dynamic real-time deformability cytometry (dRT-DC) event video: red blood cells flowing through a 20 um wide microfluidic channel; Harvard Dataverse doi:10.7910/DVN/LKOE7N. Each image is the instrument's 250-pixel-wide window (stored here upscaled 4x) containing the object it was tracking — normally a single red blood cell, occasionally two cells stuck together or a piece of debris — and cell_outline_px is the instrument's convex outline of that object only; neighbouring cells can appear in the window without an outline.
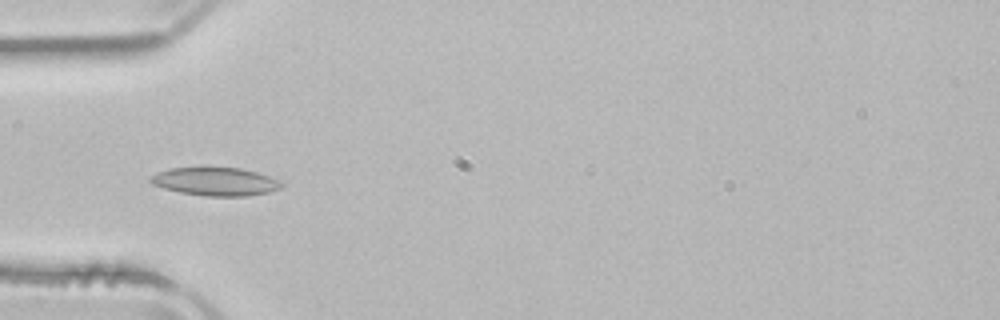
{"species": "common noctule bat (a hibernating species)", "species_latin": "Nyctalus noctula", "temperature_condition": "room temperature", "stored_images_in_passage": 11, "camera_frame_rate_fps": 3000, "um_per_image_px": 0.085, "animal": {"sex": "male", "body_mass_g": 21.5, "forearm_length_mm": 52.0}, "frame": {"image": 1, "passage_image": 4, "time_ms": 1.0, "image_size_px": [1000, 320], "cell_outline_px": [[284, 184], [280, 188], [268, 192], [248, 196], [204, 196], [180, 192], [164, 188], [152, 184], [148, 180], [156, 172], [168, 168], [240, 168], [256, 172], [268, 176]], "centroid_in_image_um": [18.27, 15.44], "position_along_channel_um": 66.7, "area_um2": 21.33}}
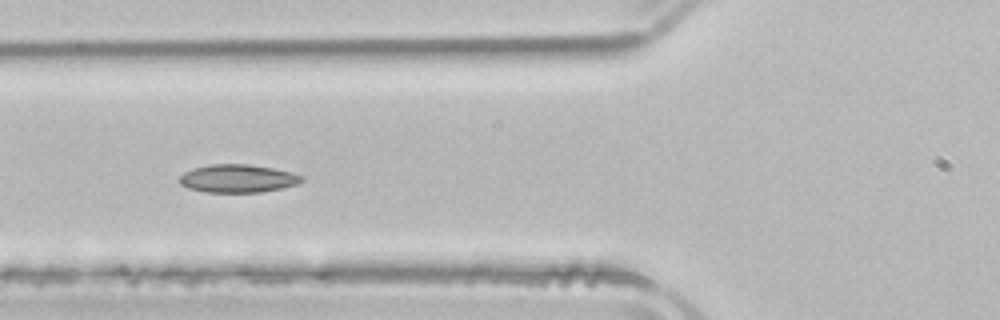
{"frame": {"image": 2, "passage_image": 7, "time_ms": 2.0, "image_size_px": [1000, 320], "cell_outline_px": [[304, 180], [296, 184], [280, 188], [260, 192], [204, 192], [188, 188], [180, 184], [180, 176], [184, 172], [192, 168], [212, 164], [248, 164], [272, 168], [292, 172], [304, 176]], "centroid_in_image_um": [20.2, 15.17], "position_along_channel_um": 105.6, "area_um2": 19.94}}